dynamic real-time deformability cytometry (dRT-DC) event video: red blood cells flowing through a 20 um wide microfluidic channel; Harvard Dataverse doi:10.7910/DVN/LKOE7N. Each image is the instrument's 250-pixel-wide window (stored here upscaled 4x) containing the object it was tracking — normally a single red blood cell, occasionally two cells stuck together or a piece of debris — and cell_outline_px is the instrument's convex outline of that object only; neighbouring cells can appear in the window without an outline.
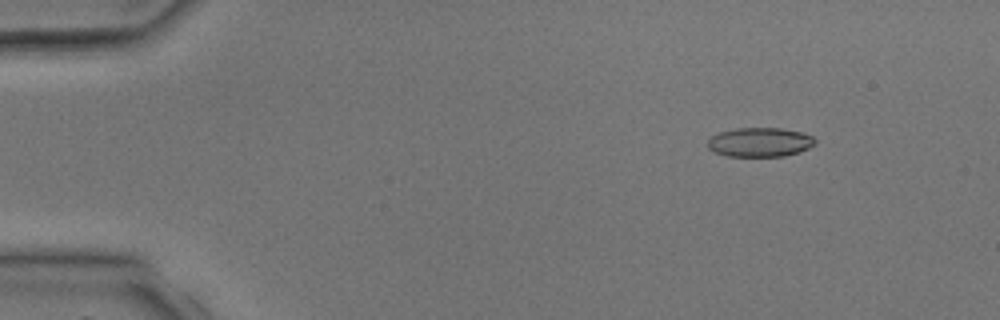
{"species": "common noctule bat (a hibernating species)", "species_latin": "Nyctalus noctula", "temperature_condition": "room temperature", "stored_images_in_passage": 4, "camera_frame_rate_fps": 3000, "um_per_image_px": 0.085, "animal": {"sex": "male", "body_mass_g": 17.9, "forearm_length_mm": 54.2}, "frame": {"image": 1, "passage_image": 2, "time_ms": 1.333, "image_size_px": [1000, 320], "cell_outline_px": [[816, 144], [808, 148], [784, 156], [728, 156], [716, 152], [708, 148], [708, 140], [712, 136], [720, 132], [736, 128], [780, 128], [800, 132], [812, 136], [816, 140]], "centroid_in_image_um": [64.59, 12.08], "position_along_channel_um": 20.4, "area_um2": 18.09}}